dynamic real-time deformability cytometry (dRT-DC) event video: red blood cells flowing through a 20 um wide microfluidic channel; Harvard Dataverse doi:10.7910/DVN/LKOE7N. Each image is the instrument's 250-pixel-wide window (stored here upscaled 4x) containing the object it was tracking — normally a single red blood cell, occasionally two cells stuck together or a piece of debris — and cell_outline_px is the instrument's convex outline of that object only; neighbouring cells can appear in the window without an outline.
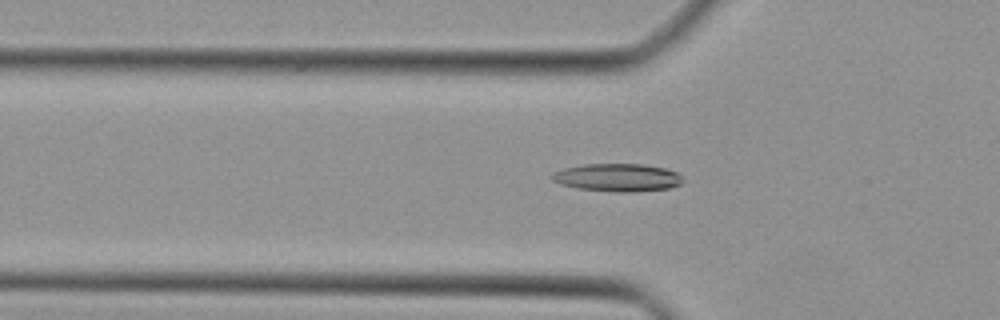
{"species": "Egyptian fruit bat (a non-hibernating species)", "species_latin": "Rousettus aegyptiacus", "temperature_condition": "cold", "stored_images_in_passage": 45, "camera_frame_rate_fps": 3000, "um_per_image_px": 0.085, "animal": {"sex": "female"}, "frame": {"image": 1, "passage_image": 14, "time_ms": 4.333, "image_size_px": [1000, 320], "cell_outline_px": [[684, 180], [680, 184], [668, 188], [632, 192], [616, 192], [576, 188], [560, 184], [552, 180], [552, 172], [564, 168], [584, 164], [644, 164], [664, 168], [676, 172]], "centroid_in_image_um": [52.46, 15.09], "position_along_channel_um": 73.3, "area_um2": 21.21}}
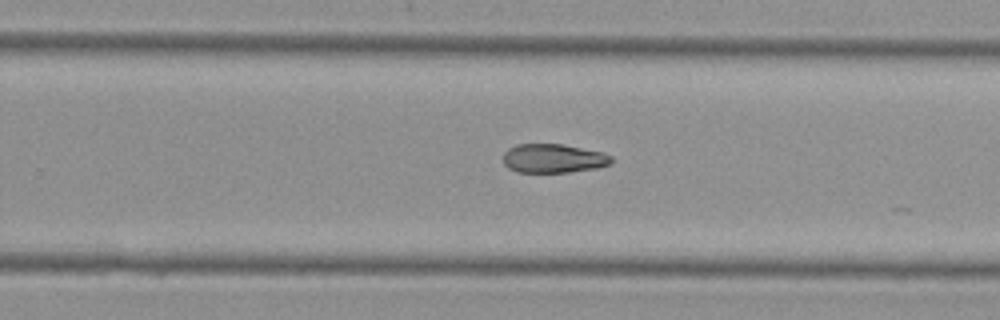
{"frame": {"image": 2, "passage_image": 28, "time_ms": 9.0, "image_size_px": [1000, 320], "cell_outline_px": [[612, 160], [608, 164], [596, 168], [568, 172], [516, 172], [508, 168], [504, 164], [504, 152], [508, 148], [516, 144], [564, 144], [604, 152], [612, 156]], "centroid_in_image_um": [47.02, 13.45], "position_along_channel_um": 282.8, "area_um2": 18.32}}
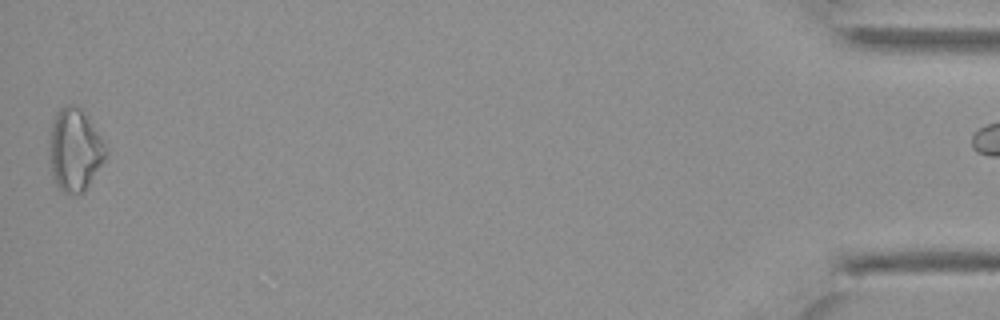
{"frame": {"image": 3, "passage_image": 44, "time_ms": 14.333, "image_size_px": [1000, 320], "cell_outline_px": [[108, 152], [104, 160], [84, 192], [68, 196], [56, 184], [52, 176], [48, 144], [48, 140], [52, 124], [56, 112], [60, 108], [68, 104], [76, 104], [80, 108], [108, 148]], "centroid_in_image_um": [6.33, 12.76], "position_along_channel_um": 428.9, "area_um2": 27.17}}